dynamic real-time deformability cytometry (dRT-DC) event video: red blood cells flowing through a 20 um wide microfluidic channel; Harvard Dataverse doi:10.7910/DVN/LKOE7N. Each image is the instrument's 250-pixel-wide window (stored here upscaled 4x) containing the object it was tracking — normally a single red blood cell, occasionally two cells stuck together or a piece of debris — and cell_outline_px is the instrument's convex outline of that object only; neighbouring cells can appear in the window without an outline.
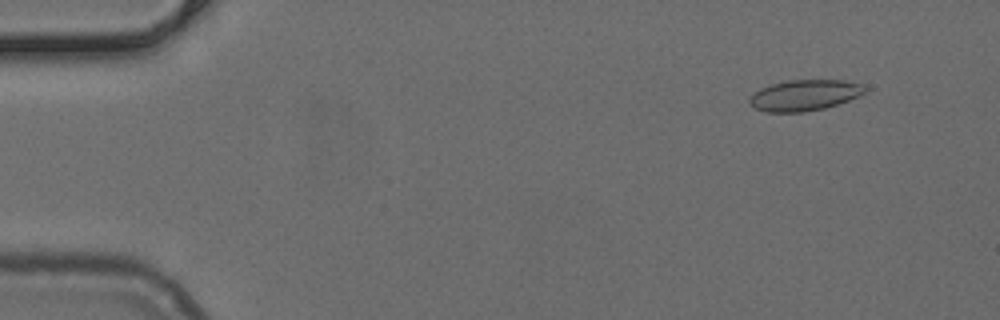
{"species": "common noctule bat (a hibernating species)", "species_latin": "Nyctalus noctula", "temperature_condition": "cold", "stored_images_in_passage": 51, "camera_frame_rate_fps": 3000, "um_per_image_px": 0.085, "animal": {"sex": "female", "body_mass_g": 24.6, "forearm_length_mm": 56.2}, "frame": {"image": 1, "passage_image": 5, "time_ms": 1.333, "image_size_px": [1000, 320], "cell_outline_px": [[864, 92], [860, 96], [824, 108], [804, 112], [764, 112], [748, 104], [748, 100], [752, 92], [760, 88], [784, 80], [844, 80], [864, 84]], "centroid_in_image_um": [68.33, 8.09], "position_along_channel_um": 16.7, "area_um2": 20.92}}
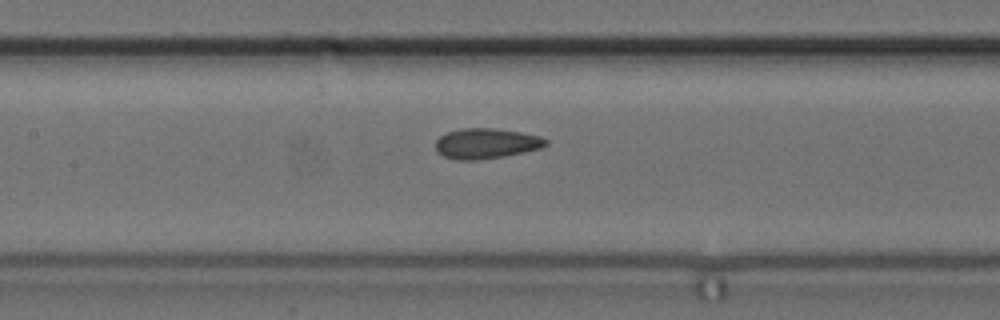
{"frame": {"image": 2, "passage_image": 24, "time_ms": 7.667, "image_size_px": [1000, 320], "cell_outline_px": [[548, 144], [540, 148], [524, 152], [504, 156], [480, 160], [456, 160], [444, 156], [436, 152], [436, 140], [440, 136], [448, 132], [460, 128], [496, 128], [520, 132], [540, 136], [548, 140]], "centroid_in_image_um": [41.32, 12.19], "position_along_channel_um": 166.1, "area_um2": 19.59}}
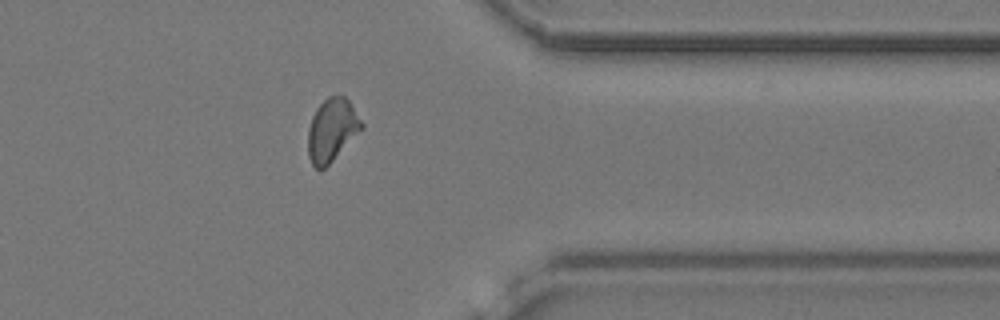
{"frame": {"image": 3, "passage_image": 41, "time_ms": 13.333, "image_size_px": [1000, 320], "cell_outline_px": [[364, 128], [320, 172], [312, 164], [308, 156], [308, 128], [312, 116], [316, 108], [328, 96], [344, 96], [348, 100], [364, 124]], "centroid_in_image_um": [28.2, 11.05], "position_along_channel_um": 383.2, "area_um2": 19.54}}